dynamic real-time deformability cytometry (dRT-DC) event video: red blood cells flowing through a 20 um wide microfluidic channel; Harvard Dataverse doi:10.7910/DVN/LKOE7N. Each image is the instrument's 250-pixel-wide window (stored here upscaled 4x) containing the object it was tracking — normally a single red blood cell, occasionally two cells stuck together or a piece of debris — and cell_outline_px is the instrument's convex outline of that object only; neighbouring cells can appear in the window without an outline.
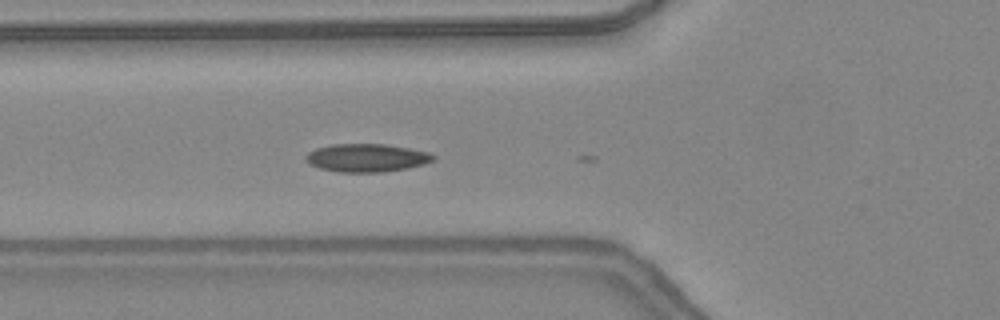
{"species": "common noctule bat (a hibernating species)", "species_latin": "Nyctalus noctula", "temperature_condition": "warm", "stored_images_in_passage": 5, "camera_frame_rate_fps": 3000, "um_per_image_px": 0.085, "animal": {"sex": "female", "body_mass_g": 24.6, "forearm_length_mm": 56.2}, "frame": {"image": 1, "passage_image": 2, "time_ms": 0.333, "image_size_px": [1000, 320], "cell_outline_px": [[436, 160], [424, 164], [408, 168], [380, 172], [340, 172], [320, 168], [304, 160], [304, 156], [308, 152], [316, 148], [332, 144], [384, 144], [432, 152], [436, 156]], "centroid_in_image_um": [31.2, 13.41], "position_along_channel_um": 94.6, "area_um2": 20.98}}